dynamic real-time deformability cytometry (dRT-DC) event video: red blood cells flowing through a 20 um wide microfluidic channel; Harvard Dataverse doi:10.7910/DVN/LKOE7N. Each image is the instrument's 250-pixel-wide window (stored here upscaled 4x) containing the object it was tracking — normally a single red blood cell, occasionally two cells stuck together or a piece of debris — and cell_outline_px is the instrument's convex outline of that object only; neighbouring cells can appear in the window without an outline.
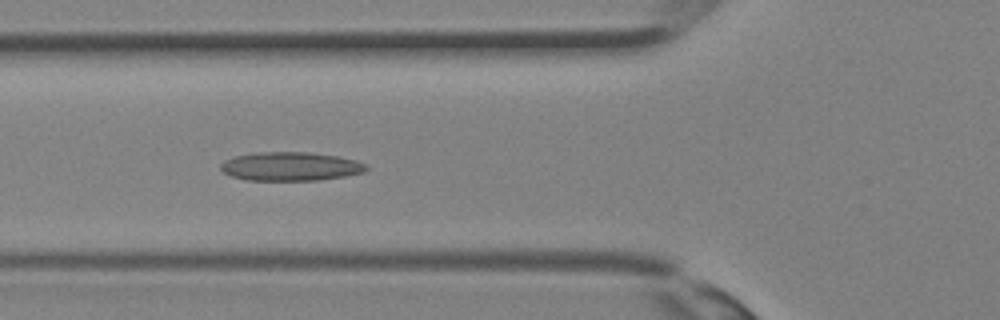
{"species": "Egyptian fruit bat (a non-hibernating species)", "species_latin": "Rousettus aegyptiacus", "temperature_condition": "room temperature", "stored_images_in_passage": 29, "camera_frame_rate_fps": 3000, "um_per_image_px": 0.085, "animal": {"sex": "female"}, "frame": {"image": 1, "passage_image": 7, "time_ms": 2.0, "image_size_px": [1000, 320], "cell_outline_px": [[368, 168], [364, 172], [344, 176], [320, 180], [244, 180], [232, 176], [224, 172], [220, 168], [220, 164], [224, 160], [232, 156], [256, 152], [308, 152], [340, 156], [356, 160], [368, 164]], "centroid_in_image_um": [24.69, 14.13], "position_along_channel_um": 101.1, "area_um2": 24.62}}
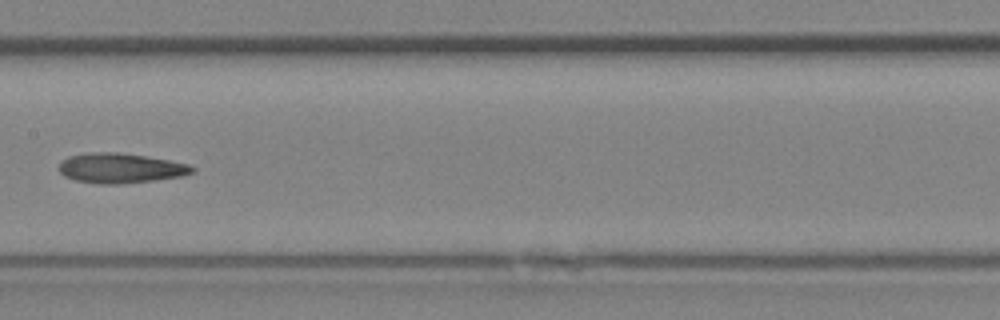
{"frame": {"image": 2, "passage_image": 12, "time_ms": 3.667, "image_size_px": [1000, 320], "cell_outline_px": [[196, 172], [180, 176], [152, 180], [116, 184], [100, 184], [76, 180], [64, 176], [60, 172], [60, 164], [68, 156], [88, 152], [116, 152], [144, 156], [168, 160], [188, 164], [196, 168]], "centroid_in_image_um": [10.24, 14.28], "position_along_channel_um": 197.2, "area_um2": 22.95}}
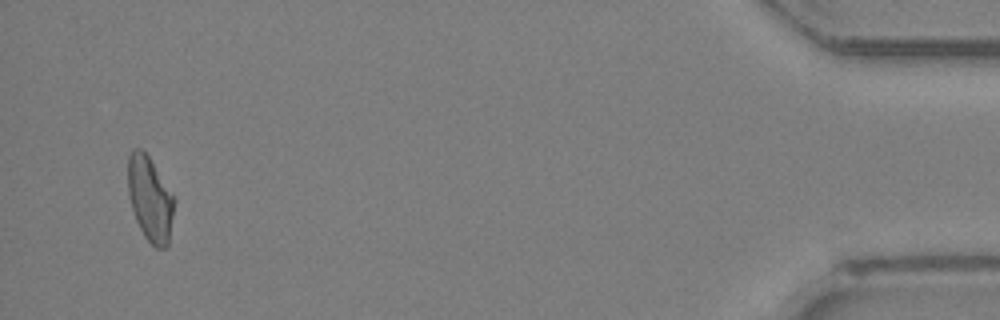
{"frame": {"image": 3, "passage_image": 28, "time_ms": 9.0, "image_size_px": [1000, 320], "cell_outline_px": [[176, 200], [168, 244], [164, 248], [156, 248], [144, 236], [136, 220], [128, 196], [128, 156], [132, 148], [140, 148], [148, 156], [176, 196]], "centroid_in_image_um": [12.77, 16.89], "position_along_channel_um": 422.4, "area_um2": 23.12}}